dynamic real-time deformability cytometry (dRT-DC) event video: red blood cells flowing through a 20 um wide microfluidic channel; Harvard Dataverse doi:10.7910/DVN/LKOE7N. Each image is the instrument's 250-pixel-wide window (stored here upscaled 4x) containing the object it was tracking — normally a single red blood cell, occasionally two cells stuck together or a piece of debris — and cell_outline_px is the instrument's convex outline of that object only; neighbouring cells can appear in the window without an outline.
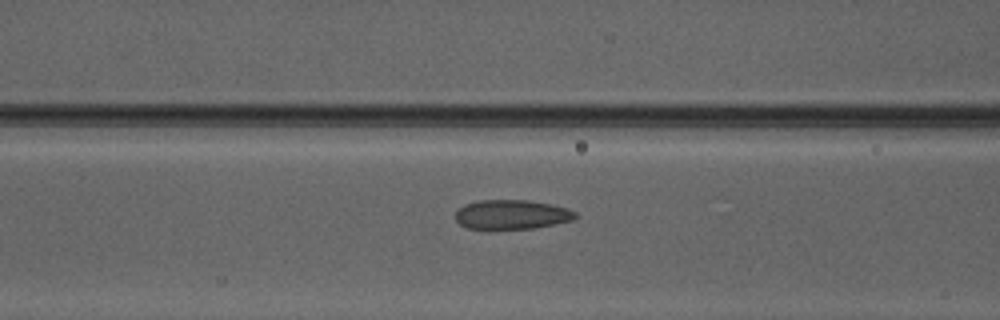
{"species": "Egyptian fruit bat (a non-hibernating species)", "species_latin": "Rousettus aegyptiacus", "temperature_condition": "warm", "stored_images_in_passage": 29, "camera_frame_rate_fps": 3000, "um_per_image_px": 0.085, "animal": {"sex": "male"}, "frame": {"image": 1, "passage_image": 9, "time_ms": 2.667, "image_size_px": [1000, 320], "cell_outline_px": [[580, 216], [572, 220], [532, 228], [488, 232], [468, 228], [460, 224], [456, 220], [456, 212], [464, 204], [480, 200], [528, 200], [568, 208], [576, 212]], "centroid_in_image_um": [43.45, 18.27], "position_along_channel_um": 123.1, "area_um2": 21.15}}
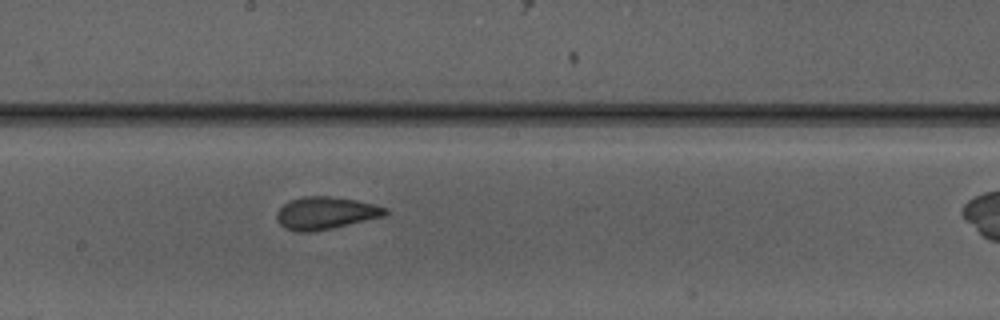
{"frame": {"image": 2, "passage_image": 16, "time_ms": 5.0, "image_size_px": [1000, 320], "cell_outline_px": [[388, 212], [384, 216], [332, 228], [312, 232], [296, 232], [284, 228], [276, 220], [276, 212], [288, 200], [304, 196], [328, 196], [356, 200], [376, 204], [388, 208]], "centroid_in_image_um": [27.65, 18.11], "position_along_channel_um": 220.5, "area_um2": 20.69}}
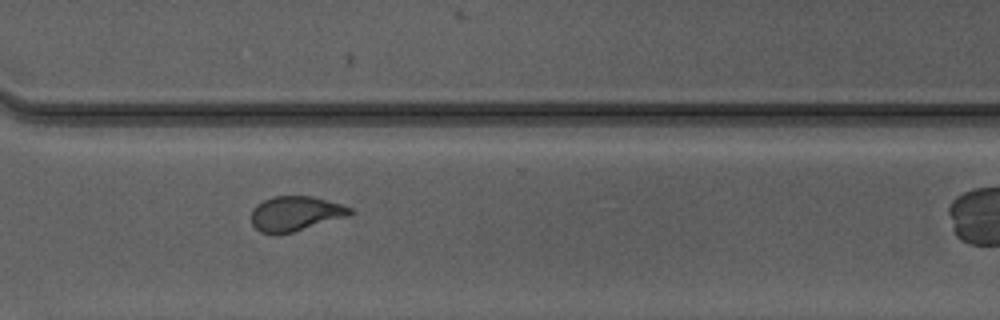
{"frame": {"image": 3, "passage_image": 25, "time_ms": 8.0, "image_size_px": [1000, 320], "cell_outline_px": [[356, 212], [348, 216], [292, 232], [276, 236], [260, 232], [252, 224], [252, 208], [256, 204], [272, 196], [312, 196], [340, 204], [352, 208]], "centroid_in_image_um": [25.09, 18.16], "position_along_channel_um": 345.5, "area_um2": 20.17}}